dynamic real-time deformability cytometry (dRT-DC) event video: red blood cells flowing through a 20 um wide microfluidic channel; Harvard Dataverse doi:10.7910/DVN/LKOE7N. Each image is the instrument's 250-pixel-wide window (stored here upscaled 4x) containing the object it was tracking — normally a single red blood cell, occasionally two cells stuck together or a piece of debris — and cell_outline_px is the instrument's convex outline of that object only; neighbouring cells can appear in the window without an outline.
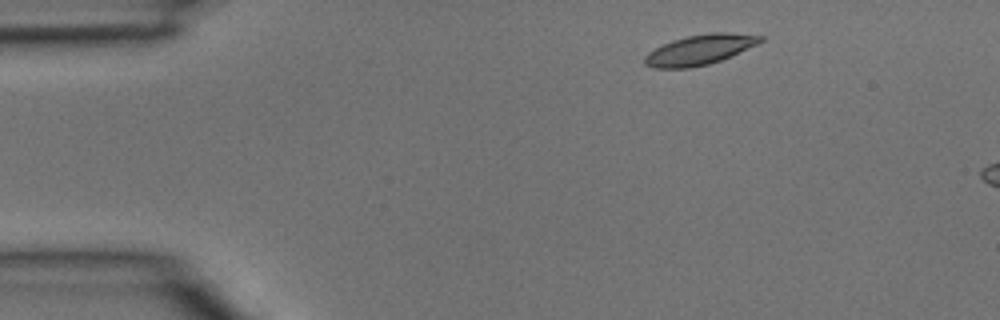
{"species": "common noctule bat (a hibernating species)", "species_latin": "Nyctalus noctula", "temperature_condition": "room temperature", "stored_images_in_passage": 3, "camera_frame_rate_fps": 3000, "um_per_image_px": 0.085, "animal": {"sex": "male", "body_mass_g": 15.6}, "frame": {"image": 1, "passage_image": 1, "time_ms": 0.0, "image_size_px": [1000, 320], "cell_outline_px": [[764, 40], [756, 44], [720, 60], [708, 64], [688, 68], [652, 68], [644, 64], [644, 56], [648, 52], [672, 40], [688, 36], [712, 32], [728, 32], [764, 36]], "centroid_in_image_um": [59.44, 4.22], "position_along_channel_um": 25.6, "area_um2": 20.0}}